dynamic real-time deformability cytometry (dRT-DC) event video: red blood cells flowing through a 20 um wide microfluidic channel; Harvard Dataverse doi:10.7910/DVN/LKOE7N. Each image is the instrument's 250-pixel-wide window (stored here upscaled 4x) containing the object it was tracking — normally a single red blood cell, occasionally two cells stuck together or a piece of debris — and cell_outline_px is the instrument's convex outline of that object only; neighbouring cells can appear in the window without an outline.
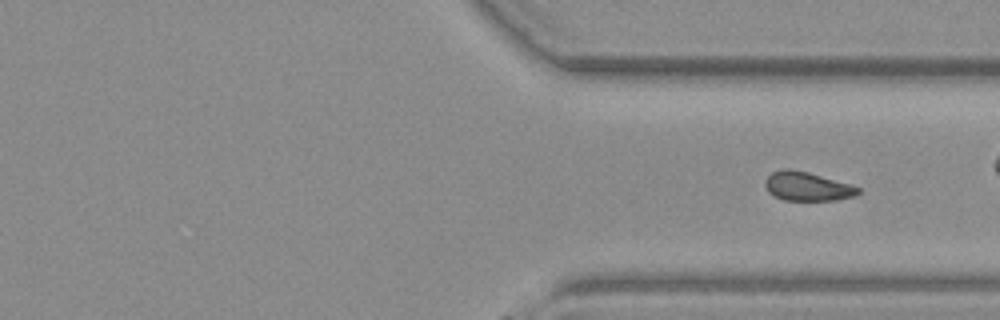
{"species": "common noctule bat (a hibernating species)", "species_latin": "Nyctalus noctula", "temperature_condition": "warm", "stored_images_in_passage": 37, "camera_frame_rate_fps": 3000, "um_per_image_px": 0.085, "animal": {"sex": "female", "body_mass_g": 19.3, "forearm_length_mm": 54.1}, "frame": {"image": 1, "passage_image": 37, "time_ms": 12.0, "image_size_px": [1000, 320], "cell_outline_px": [[860, 192], [856, 196], [836, 200], [784, 200], [772, 196], [768, 192], [764, 184], [764, 180], [772, 172], [784, 168], [788, 168], [808, 172], [852, 184], [860, 188]], "centroid_in_image_um": [68.61, 15.84], "position_along_channel_um": 342.8, "area_um2": 15.9}}